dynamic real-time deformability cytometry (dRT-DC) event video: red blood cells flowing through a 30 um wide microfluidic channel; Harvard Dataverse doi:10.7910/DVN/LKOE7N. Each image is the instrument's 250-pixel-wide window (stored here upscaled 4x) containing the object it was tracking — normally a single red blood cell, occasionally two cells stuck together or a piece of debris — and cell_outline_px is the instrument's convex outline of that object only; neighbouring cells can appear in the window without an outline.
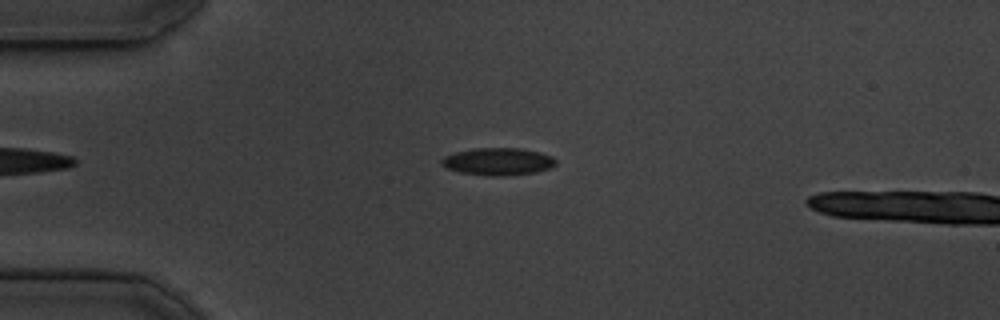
{"species": "common noctule bat (a hibernating species)", "species_latin": "Nyctalus noctula", "temperature_condition": "cold", "stored_images_in_passage": 6, "camera_frame_rate_fps": 3000, "um_per_image_px": 0.085, "animal": {"sex": "male", "body_mass_g": 19.5, "forearm_length_mm": 54.6}, "frame": {"image": 1, "passage_image": 3, "time_ms": 0.667, "image_size_px": [1000, 320], "cell_outline_px": [[556, 164], [548, 168], [536, 172], [504, 176], [500, 176], [460, 172], [448, 168], [440, 164], [440, 160], [444, 156], [456, 152], [476, 148], [520, 148], [540, 152], [552, 156], [556, 160]], "centroid_in_image_um": [42.34, 13.72], "position_along_channel_um": 42.7, "area_um2": 18.03}}